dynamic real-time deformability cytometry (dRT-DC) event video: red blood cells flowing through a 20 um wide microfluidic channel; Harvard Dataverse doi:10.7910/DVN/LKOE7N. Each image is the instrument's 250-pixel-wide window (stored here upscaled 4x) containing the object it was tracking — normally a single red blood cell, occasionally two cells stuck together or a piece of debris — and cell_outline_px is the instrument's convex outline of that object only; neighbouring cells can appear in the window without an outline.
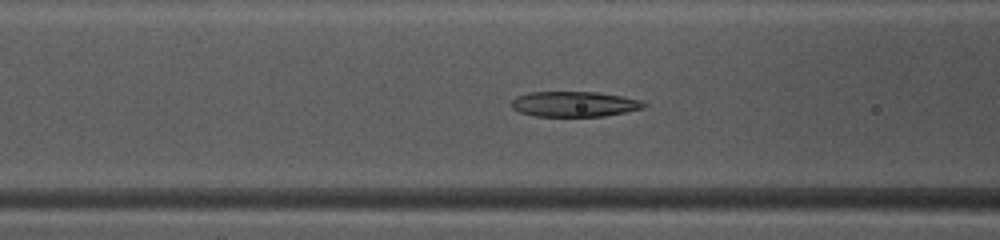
{"species": "common noctule bat (a hibernating species)", "species_latin": "Nyctalus noctula", "temperature_condition": "warm", "stored_images_in_passage": 39, "camera_frame_rate_fps": 3000, "um_per_image_px": 0.085, "animal": {"sex": "female", "body_mass_g": 10.0, "forearm_length_mm": 53.1}, "frame": {"image": 1, "passage_image": 10, "time_ms": 3.0, "image_size_px": [1000, 240], "cell_outline_px": [[648, 104], [644, 108], [604, 116], [536, 116], [520, 112], [512, 108], [512, 100], [516, 96], [528, 92], [596, 92], [620, 96], [640, 100]], "centroid_in_image_um": [48.8, 8.84], "position_along_channel_um": 117.8, "area_um2": 19.42}}
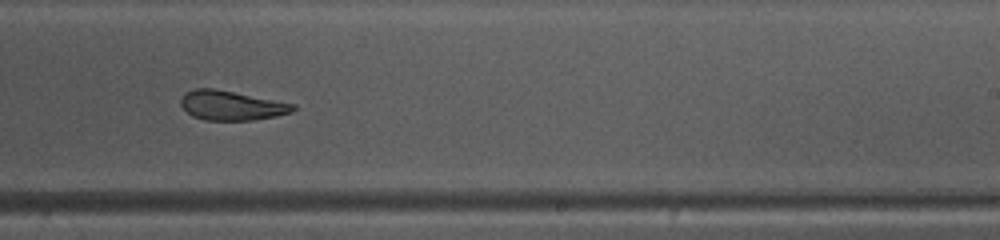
{"frame": {"image": 2, "passage_image": 21, "time_ms": 6.667, "image_size_px": [1000, 240], "cell_outline_px": [[296, 108], [292, 112], [276, 116], [252, 120], [204, 120], [192, 116], [180, 104], [180, 100], [184, 92], [196, 88], [212, 88], [296, 104]], "centroid_in_image_um": [19.66, 8.97], "position_along_channel_um": 269.3, "area_um2": 19.19}}
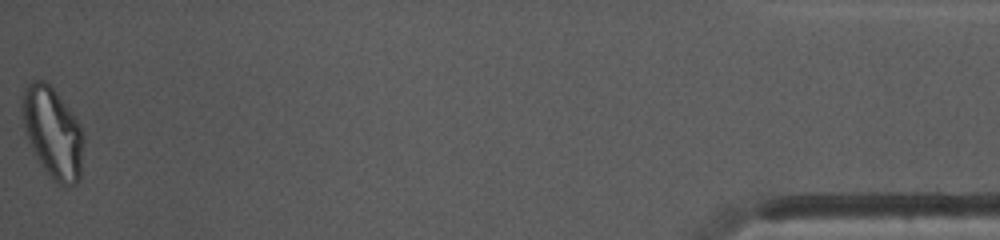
{"frame": {"image": 3, "passage_image": 39, "time_ms": 12.667, "image_size_px": [1000, 240], "cell_outline_px": [[84, 144], [80, 176], [76, 184], [68, 188], [60, 184], [40, 164], [32, 148], [24, 128], [20, 108], [20, 104], [24, 88], [32, 80], [44, 80], [56, 92], [80, 124], [84, 132]], "centroid_in_image_um": [4.49, 11.26], "position_along_channel_um": 430.7, "area_um2": 32.43}, "authors_computed_cell_mechanics": {"area_um2": 20.7502, "velocity_mm_per_s": 4.1273, "shape_relaxation_time_tau1_ms": 10.7711, "shape_relaxation_time_tau2_ms": 1.7353, "deformation_change_tau1": 0.302, "deformation_change_tau2": 0.0967}}